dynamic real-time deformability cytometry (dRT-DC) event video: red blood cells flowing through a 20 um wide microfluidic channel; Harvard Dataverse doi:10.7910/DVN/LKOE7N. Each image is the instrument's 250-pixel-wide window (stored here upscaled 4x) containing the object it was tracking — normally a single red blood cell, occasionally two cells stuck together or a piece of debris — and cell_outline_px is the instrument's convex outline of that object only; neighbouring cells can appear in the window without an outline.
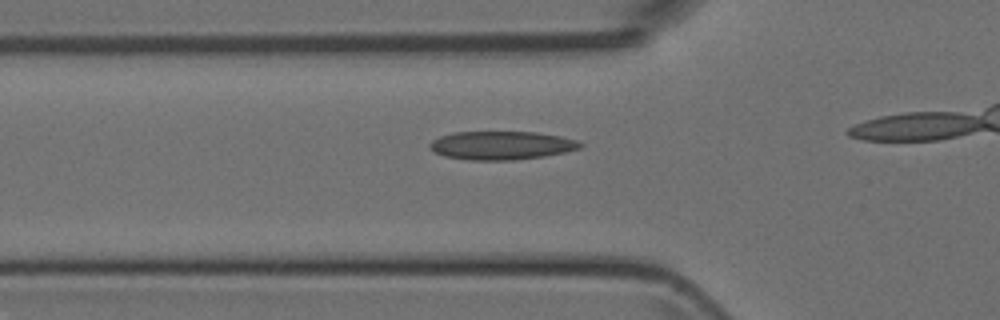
{"species": "Egyptian fruit bat (a non-hibernating species)", "species_latin": "Rousettus aegyptiacus", "temperature_condition": "room temperature", "stored_images_in_passage": 10, "camera_frame_rate_fps": 3000, "um_per_image_px": 0.085, "animal": {"sex": "female"}, "frame": {"image": 1, "passage_image": 6, "time_ms": 1.667, "image_size_px": [1000, 320], "cell_outline_px": [[584, 144], [580, 148], [564, 152], [544, 156], [512, 160], [468, 160], [444, 156], [428, 148], [428, 144], [432, 140], [440, 136], [452, 132], [536, 132], [560, 136], [576, 140]], "centroid_in_image_um": [42.59, 12.36], "position_along_channel_um": 83.2, "area_um2": 24.97}}
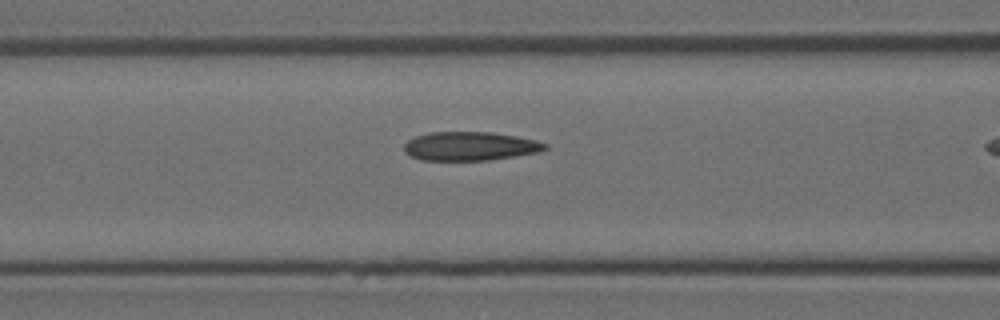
{"frame": {"image": 2, "passage_image": 9, "time_ms": 2.667, "image_size_px": [1000, 320], "cell_outline_px": [[548, 148], [536, 152], [516, 156], [488, 160], [424, 160], [412, 156], [404, 152], [404, 144], [408, 140], [416, 136], [428, 132], [492, 132], [516, 136], [536, 140], [548, 144]], "centroid_in_image_um": [39.95, 12.42], "position_along_channel_um": 126.6, "area_um2": 23.58}}